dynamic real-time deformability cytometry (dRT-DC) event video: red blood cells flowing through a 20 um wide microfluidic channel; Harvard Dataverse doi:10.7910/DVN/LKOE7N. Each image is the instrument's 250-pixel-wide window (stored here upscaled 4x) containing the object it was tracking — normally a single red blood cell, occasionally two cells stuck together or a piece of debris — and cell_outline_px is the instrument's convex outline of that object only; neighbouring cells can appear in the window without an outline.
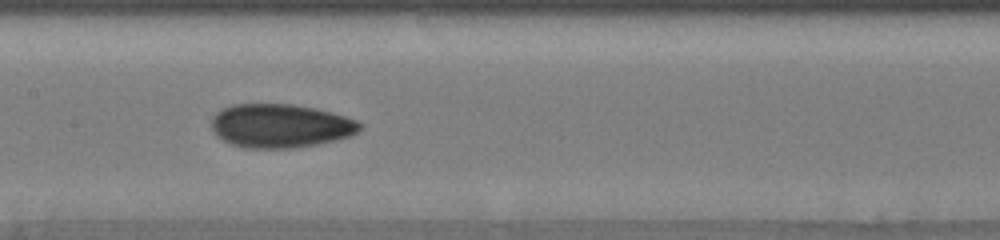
{"species": "human", "species_latin": "Homo sapiens", "temperature_condition": "cold", "stored_images_in_passage": 19, "camera_frame_rate_fps": 3000, "um_per_image_px": 0.085, "donor": {"sex": "male"}, "frame": {"image": 1, "passage_image": 12, "time_ms": 3.667, "image_size_px": [1000, 240], "cell_outline_px": [[364, 124], [356, 132], [348, 136], [316, 144], [292, 148], [248, 148], [232, 144], [216, 136], [212, 128], [212, 116], [216, 112], [232, 104], [292, 104], [332, 112], [356, 120]], "centroid_in_image_um": [23.8, 10.69], "position_along_channel_um": 183.6, "area_um2": 37.51}}
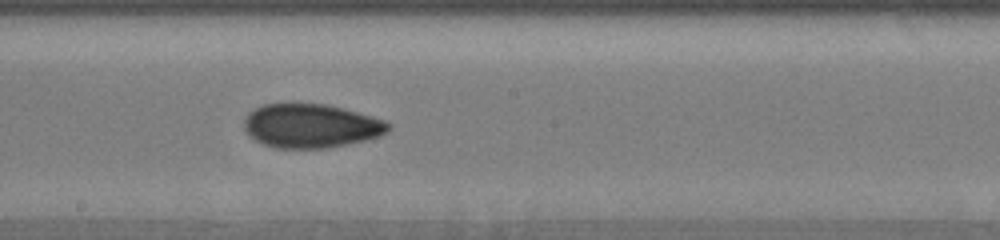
{"frame": {"image": 2, "passage_image": 16, "time_ms": 4.667, "image_size_px": [1000, 240], "cell_outline_px": [[392, 128], [388, 132], [380, 136], [348, 144], [324, 148], [276, 148], [264, 144], [256, 140], [244, 128], [244, 120], [248, 112], [264, 104], [292, 100], [296, 100], [328, 104], [344, 108], [372, 116], [384, 120], [392, 124]], "centroid_in_image_um": [26.44, 10.64], "position_along_channel_um": 221.8, "area_um2": 37.86}}
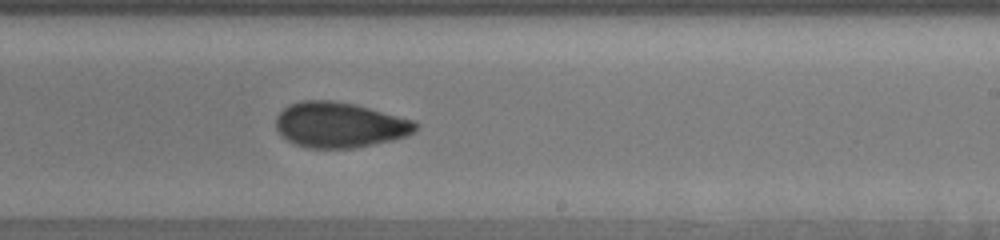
{"frame": {"image": 3, "passage_image": 18, "time_ms": 5.667, "image_size_px": [1000, 240], "cell_outline_px": [[420, 124], [408, 136], [392, 140], [352, 148], [308, 148], [296, 144], [288, 140], [276, 128], [276, 116], [288, 104], [300, 100], [332, 100], [356, 104], [416, 120]], "centroid_in_image_um": [28.89, 10.6], "position_along_channel_um": 260.1, "area_um2": 37.11}}